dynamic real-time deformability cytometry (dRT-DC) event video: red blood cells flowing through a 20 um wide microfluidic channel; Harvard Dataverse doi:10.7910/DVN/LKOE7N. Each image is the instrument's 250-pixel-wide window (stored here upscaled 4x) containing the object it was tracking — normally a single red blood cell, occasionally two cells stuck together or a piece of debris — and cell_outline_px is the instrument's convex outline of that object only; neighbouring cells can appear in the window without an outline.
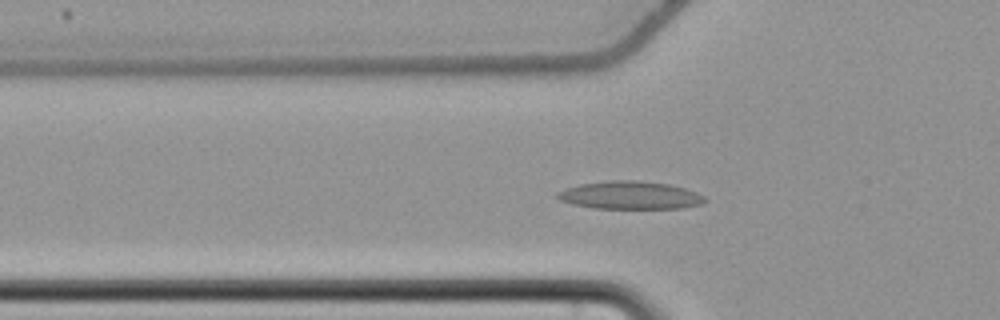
{"species": "common noctule bat (a hibernating species)", "species_latin": "Nyctalus noctula", "temperature_condition": "cold", "stored_images_in_passage": 46, "camera_frame_rate_fps": 3000, "um_per_image_px": 0.085, "animal": {"sex": "female", "body_mass_g": 22.7, "forearm_length_mm": 54.2}, "frame": {"image": 1, "passage_image": 17, "time_ms": 5.333, "image_size_px": [1000, 320], "cell_outline_px": [[708, 200], [704, 204], [684, 208], [592, 208], [572, 204], [560, 200], [556, 196], [556, 192], [580, 184], [612, 180], [636, 180], [668, 184], [684, 188], [696, 192], [704, 196]], "centroid_in_image_um": [53.59, 16.6], "position_along_channel_um": 72.2, "area_um2": 23.99}}
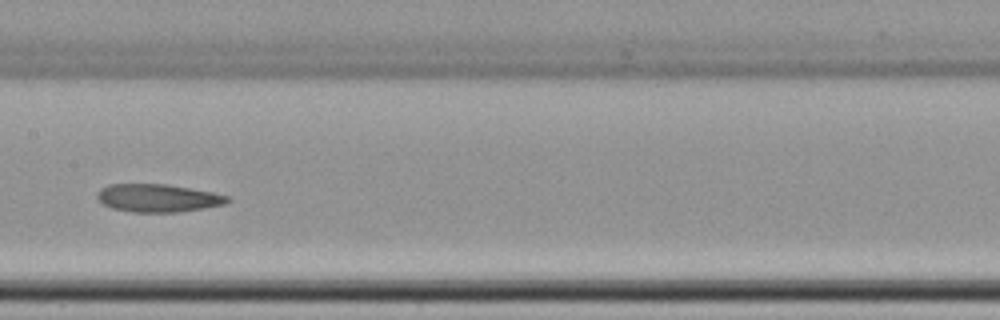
{"frame": {"image": 2, "passage_image": 27, "time_ms": 8.667, "image_size_px": [1000, 320], "cell_outline_px": [[232, 200], [224, 204], [204, 208], [180, 212], [132, 212], [112, 208], [104, 204], [96, 196], [96, 192], [100, 188], [108, 184], [168, 184], [212, 192], [228, 196]], "centroid_in_image_um": [13.42, 16.83], "position_along_channel_um": 194.0, "area_um2": 21.27}}
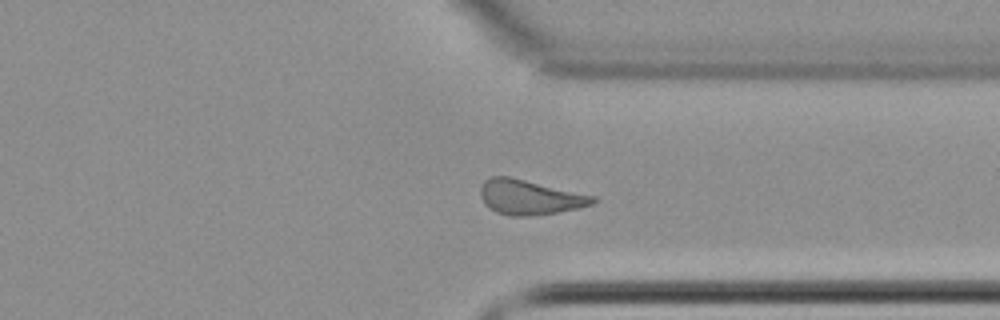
{"frame": {"image": 3, "passage_image": 41, "time_ms": 13.333, "image_size_px": [1000, 320], "cell_outline_px": [[596, 200], [592, 204], [580, 208], [532, 216], [512, 216], [496, 212], [488, 208], [480, 192], [480, 188], [484, 180], [492, 176], [508, 176], [596, 196]], "centroid_in_image_um": [45.02, 16.76], "position_along_channel_um": 366.4, "area_um2": 22.66}, "authors_computed_cell_mechanics": {"area_um2": 22.6865, "velocity_mm_per_s": 3.6842, "shape_relaxation_time_tau1_ms": null, "shape_relaxation_time_tau2_ms": 5.4442, "deformation_change_tau1": null, "deformation_change_tau2": 0.1333}}